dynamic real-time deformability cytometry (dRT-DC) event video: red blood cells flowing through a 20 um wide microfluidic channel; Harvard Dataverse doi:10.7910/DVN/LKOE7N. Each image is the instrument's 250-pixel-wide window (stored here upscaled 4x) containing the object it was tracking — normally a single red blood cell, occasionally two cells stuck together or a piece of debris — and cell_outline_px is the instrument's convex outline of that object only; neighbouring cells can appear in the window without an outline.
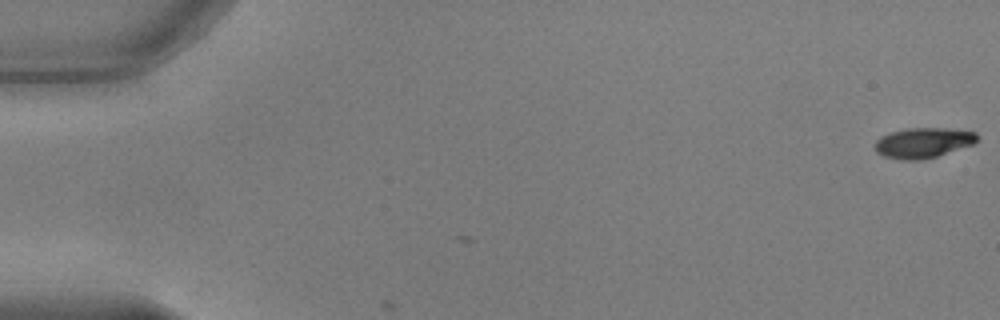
{"species": "common noctule bat (a hibernating species)", "species_latin": "Nyctalus noctula", "temperature_condition": "warm", "stored_images_in_passage": 3, "camera_frame_rate_fps": 3000, "um_per_image_px": 0.085, "animal": {"sex": "male", "body_mass_g": 17.9, "forearm_length_mm": 54.2}, "frame": {"image": 1, "passage_image": 1, "time_ms": 0.0, "image_size_px": [1000, 320], "cell_outline_px": [[976, 140], [972, 144], [936, 156], [920, 160], [904, 160], [884, 156], [876, 152], [876, 140], [880, 136], [892, 132], [908, 128], [944, 128], [976, 132]], "centroid_in_image_um": [78.43, 12.13], "position_along_channel_um": 6.6, "area_um2": 17.63}}